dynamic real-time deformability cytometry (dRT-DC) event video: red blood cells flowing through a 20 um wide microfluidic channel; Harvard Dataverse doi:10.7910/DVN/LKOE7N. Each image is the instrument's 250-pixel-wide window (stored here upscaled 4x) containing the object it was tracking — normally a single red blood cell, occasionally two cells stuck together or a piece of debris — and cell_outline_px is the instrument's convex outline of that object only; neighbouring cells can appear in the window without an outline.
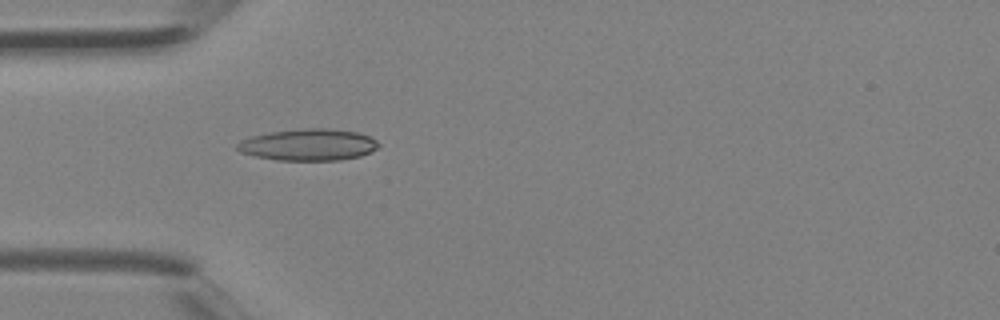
{"species": "Egyptian fruit bat (a non-hibernating species)", "species_latin": "Rousettus aegyptiacus", "temperature_condition": "room temperature", "stored_images_in_passage": 2, "camera_frame_rate_fps": 3000, "um_per_image_px": 0.085, "animal": {"sex": "female"}, "frame": {"image": 1, "passage_image": 2, "time_ms": 0.333, "image_size_px": [1000, 320], "cell_outline_px": [[380, 144], [376, 148], [360, 156], [340, 160], [276, 160], [256, 156], [240, 152], [236, 148], [236, 144], [240, 140], [252, 136], [272, 132], [304, 128], [328, 128], [360, 132], [376, 140]], "centroid_in_image_um": [26.21, 12.3], "position_along_channel_um": 58.8, "area_um2": 26.01}}